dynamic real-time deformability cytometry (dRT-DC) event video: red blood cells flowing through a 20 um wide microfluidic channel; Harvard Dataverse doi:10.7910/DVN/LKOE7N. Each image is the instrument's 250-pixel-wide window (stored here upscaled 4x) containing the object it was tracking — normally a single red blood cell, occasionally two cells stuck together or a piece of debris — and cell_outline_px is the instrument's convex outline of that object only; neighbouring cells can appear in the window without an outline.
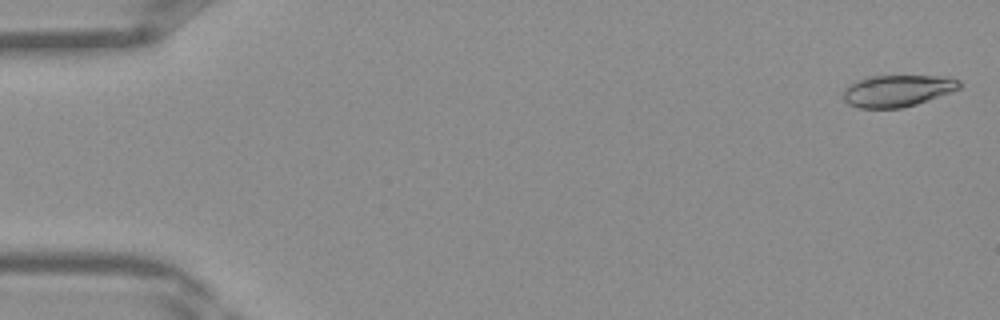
{"species": "Egyptian fruit bat (a non-hibernating species)", "species_latin": "Rousettus aegyptiacus", "temperature_condition": "warm", "stored_images_in_passage": 39, "camera_frame_rate_fps": 3000, "um_per_image_px": 0.085, "frame": {"image": 1, "passage_image": 1, "time_ms": 0.0, "image_size_px": [1000, 320], "cell_outline_px": [[960, 88], [952, 92], [916, 104], [900, 108], [856, 108], [848, 104], [844, 100], [844, 88], [856, 80], [864, 76], [948, 76], [960, 80]], "centroid_in_image_um": [76.27, 7.71], "position_along_channel_um": 8.7, "area_um2": 21.68}}
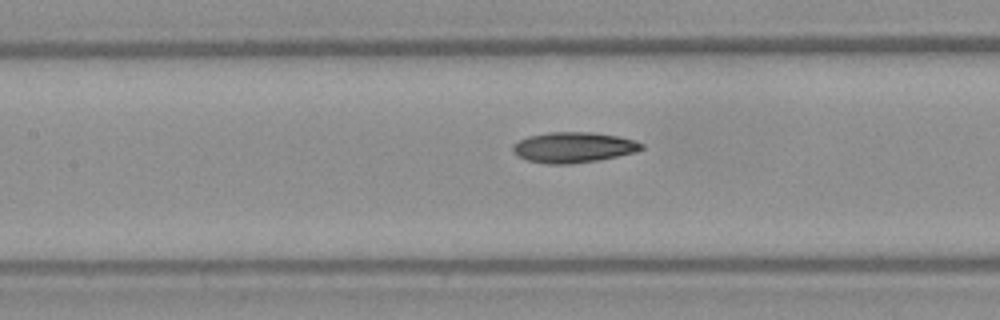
{"frame": {"image": 2, "passage_image": 18, "time_ms": 5.667, "image_size_px": [1000, 320], "cell_outline_px": [[644, 148], [636, 152], [596, 160], [572, 164], [548, 164], [528, 160], [512, 152], [512, 144], [528, 136], [548, 132], [592, 132], [620, 136], [636, 140], [644, 144]], "centroid_in_image_um": [48.76, 12.51], "position_along_channel_um": 158.6, "area_um2": 22.95}}
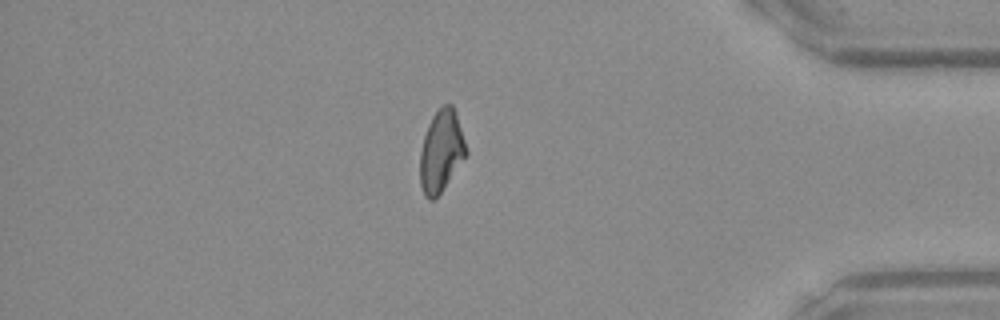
{"frame": {"image": 3, "passage_image": 34, "time_ms": 11.0, "image_size_px": [1000, 320], "cell_outline_px": [[468, 152], [440, 192], [432, 200], [428, 200], [424, 196], [420, 184], [420, 152], [424, 136], [428, 124], [432, 116], [444, 104], [452, 104], [456, 112]], "centroid_in_image_um": [37.48, 12.83], "position_along_channel_um": 397.7, "area_um2": 21.62}}